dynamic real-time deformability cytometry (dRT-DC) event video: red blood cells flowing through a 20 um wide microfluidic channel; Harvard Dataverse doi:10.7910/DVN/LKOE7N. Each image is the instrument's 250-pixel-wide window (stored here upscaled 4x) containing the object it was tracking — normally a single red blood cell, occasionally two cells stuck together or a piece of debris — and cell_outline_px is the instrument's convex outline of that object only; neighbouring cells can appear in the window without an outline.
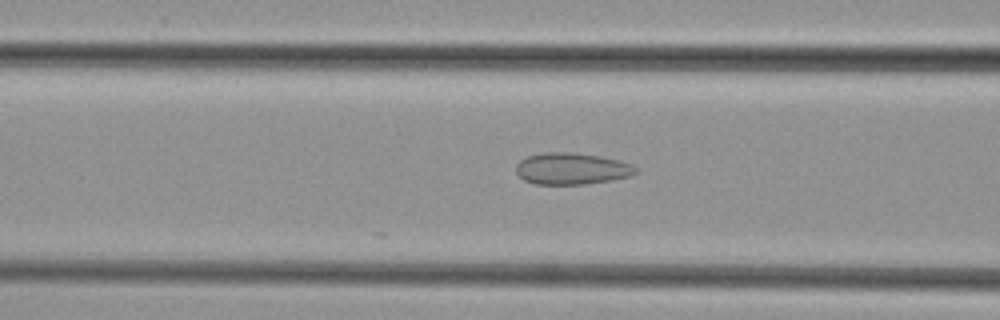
{"species": "common noctule bat (a hibernating species)", "species_latin": "Nyctalus noctula", "temperature_condition": "cold", "stored_images_in_passage": 39, "camera_frame_rate_fps": 3000, "um_per_image_px": 0.085, "animal": {"sex": "female", "body_mass_g": 29.2, "forearm_length_mm": 56.3}, "frame": {"image": 1, "passage_image": 10, "time_ms": 3.0, "image_size_px": [1000, 320], "cell_outline_px": [[636, 172], [632, 176], [612, 180], [584, 184], [536, 184], [524, 180], [516, 172], [516, 164], [520, 160], [528, 156], [540, 152], [568, 152], [600, 156], [632, 164], [636, 168]], "centroid_in_image_um": [48.57, 14.33], "position_along_channel_um": 118.0, "area_um2": 22.02}}
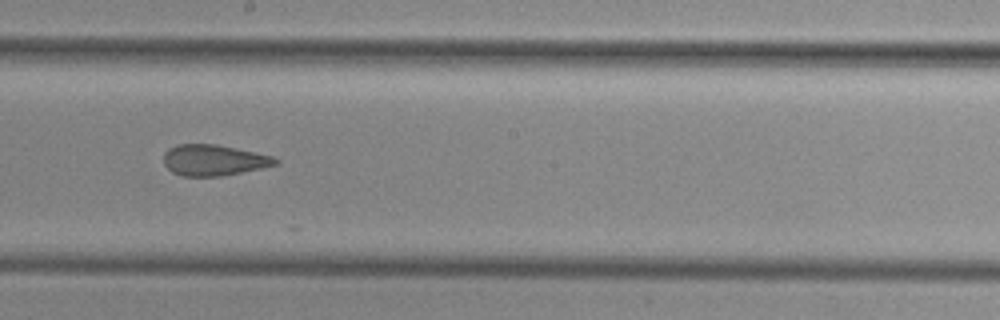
{"frame": {"image": 2, "passage_image": 18, "time_ms": 5.667, "image_size_px": [1000, 320], "cell_outline_px": [[280, 160], [276, 164], [260, 168], [220, 176], [180, 176], [172, 172], [164, 164], [164, 152], [168, 148], [176, 144], [216, 144], [272, 156]], "centroid_in_image_um": [18.11, 13.61], "position_along_channel_um": 230.1, "area_um2": 20.0}}
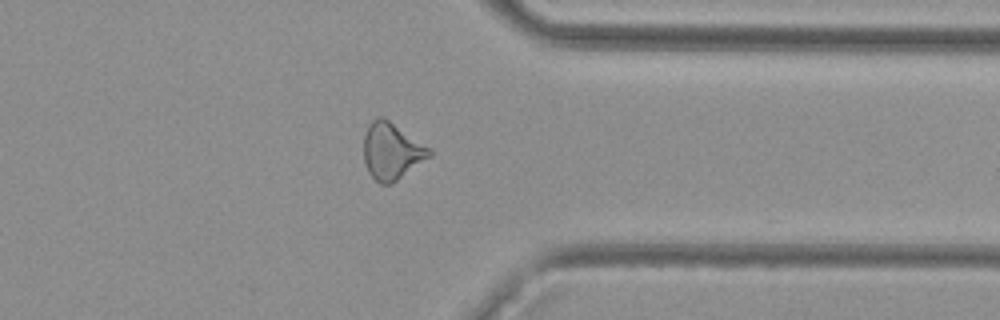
{"frame": {"image": 3, "passage_image": 29, "time_ms": 9.333, "image_size_px": [1000, 320], "cell_outline_px": [[432, 156], [392, 184], [380, 184], [368, 172], [364, 160], [364, 136], [368, 124], [372, 120], [380, 116], [384, 116], [432, 148]], "centroid_in_image_um": [33.32, 12.83], "position_along_channel_um": 378.1, "area_um2": 22.08}}